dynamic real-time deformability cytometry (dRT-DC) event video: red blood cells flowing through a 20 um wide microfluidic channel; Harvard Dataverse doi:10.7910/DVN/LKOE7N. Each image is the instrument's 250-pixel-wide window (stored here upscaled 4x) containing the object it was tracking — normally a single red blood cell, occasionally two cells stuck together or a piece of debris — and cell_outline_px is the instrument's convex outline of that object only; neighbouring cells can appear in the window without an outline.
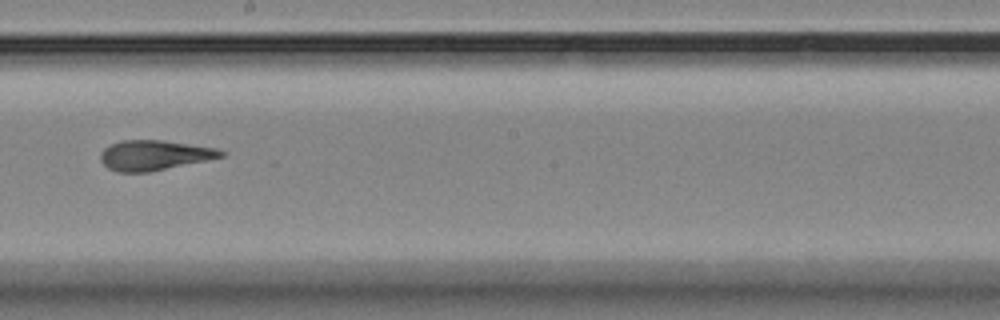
{"species": "Egyptian fruit bat (a non-hibernating species)", "species_latin": "Rousettus aegyptiacus", "temperature_condition": "room temperature", "stored_images_in_passage": 16, "camera_frame_rate_fps": 3000, "um_per_image_px": 0.085, "animal": {"sex": "female"}, "frame": {"image": 1, "passage_image": 10, "time_ms": 10.333, "image_size_px": [1000, 320], "cell_outline_px": [[224, 156], [148, 172], [116, 172], [108, 168], [100, 160], [100, 152], [104, 148], [120, 140], [160, 140], [216, 148], [224, 152]], "centroid_in_image_um": [13.04, 13.19], "position_along_channel_um": 235.2, "area_um2": 20.75}}
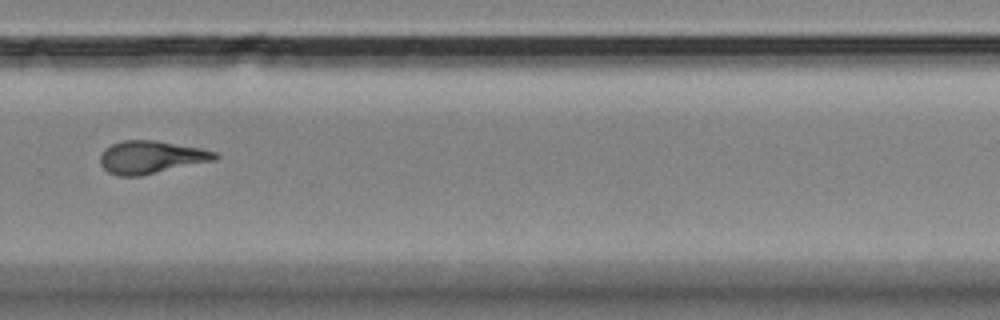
{"frame": {"image": 2, "passage_image": 12, "time_ms": 12.667, "image_size_px": [1000, 320], "cell_outline_px": [[220, 156], [216, 160], [140, 176], [120, 176], [108, 172], [100, 164], [100, 156], [104, 148], [112, 144], [124, 140], [156, 140], [200, 148], [216, 152]], "centroid_in_image_um": [12.84, 13.36], "position_along_channel_um": 317.0, "area_um2": 21.96}}